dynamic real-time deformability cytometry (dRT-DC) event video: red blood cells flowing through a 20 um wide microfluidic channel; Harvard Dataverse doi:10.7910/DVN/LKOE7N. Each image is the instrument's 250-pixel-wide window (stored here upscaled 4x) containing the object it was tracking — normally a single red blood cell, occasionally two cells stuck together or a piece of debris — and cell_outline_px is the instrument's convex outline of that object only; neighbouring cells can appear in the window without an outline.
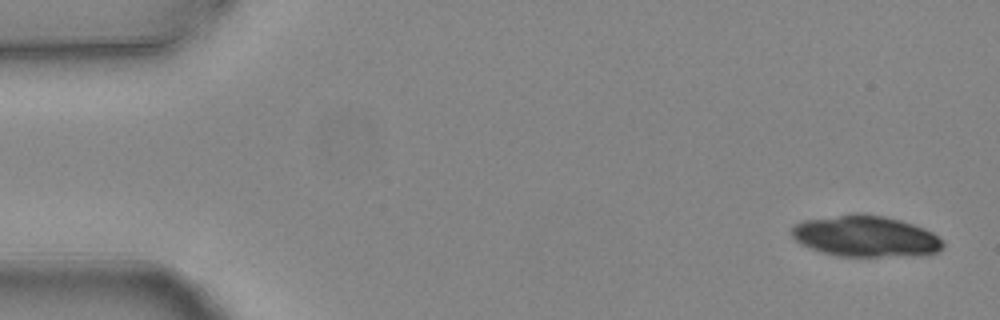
{"species": "common noctule bat (a hibernating species)", "species_latin": "Nyctalus noctula", "temperature_condition": "warm", "stored_images_in_passage": 6, "camera_frame_rate_fps": 3000, "um_per_image_px": 0.085, "animal": {"sex": "female", "body_mass_g": 24.6, "forearm_length_mm": 56.2}, "frame": {"image": 1, "passage_image": 1, "time_ms": 0.0, "image_size_px": [1000, 320], "cell_outline_px": [[944, 248], [936, 252], [924, 256], [836, 256], [820, 252], [800, 244], [792, 236], [792, 228], [796, 224], [804, 220], [852, 212], [860, 212], [884, 216], [900, 220], [924, 228], [932, 232], [944, 240]], "centroid_in_image_um": [73.6, 20.08], "position_along_channel_um": 11.4, "area_um2": 36.88}}